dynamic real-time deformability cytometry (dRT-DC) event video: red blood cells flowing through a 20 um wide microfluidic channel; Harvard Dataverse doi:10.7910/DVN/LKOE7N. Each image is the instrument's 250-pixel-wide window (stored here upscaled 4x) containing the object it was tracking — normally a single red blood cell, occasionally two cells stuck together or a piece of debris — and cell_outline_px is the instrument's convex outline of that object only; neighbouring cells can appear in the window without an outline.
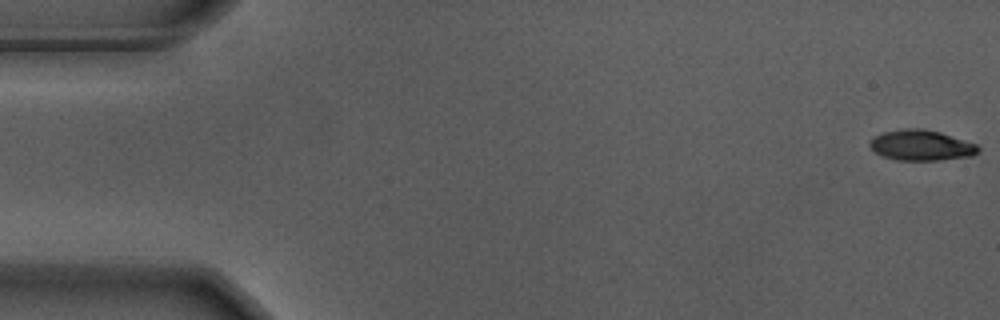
{"species": "Egyptian fruit bat (a non-hibernating species)", "species_latin": "Rousettus aegyptiacus", "temperature_condition": "warm", "stored_images_in_passage": 56, "camera_frame_rate_fps": 3000, "um_per_image_px": 0.085, "animal": {"sex": "male"}, "frame": {"image": 1, "passage_image": 1, "time_ms": 0.0, "image_size_px": [1000, 320], "cell_outline_px": [[980, 152], [972, 156], [940, 160], [896, 160], [880, 156], [868, 144], [876, 136], [884, 132], [900, 128], [924, 128], [940, 132], [976, 144], [980, 148]], "centroid_in_image_um": [78.32, 12.35], "position_along_channel_um": 6.7, "area_um2": 19.36}}
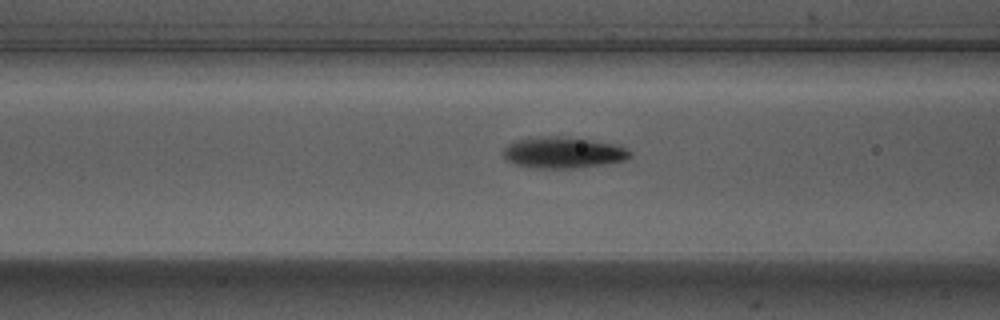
{"frame": {"image": 2, "passage_image": 22, "time_ms": 7.0, "image_size_px": [1000, 320], "cell_outline_px": [[632, 156], [628, 160], [580, 168], [532, 168], [516, 164], [508, 160], [504, 156], [504, 148], [512, 140], [528, 136], [560, 136], [616, 144], [632, 152]], "centroid_in_image_um": [47.85, 12.96], "position_along_channel_um": 118.7, "area_um2": 23.35}}
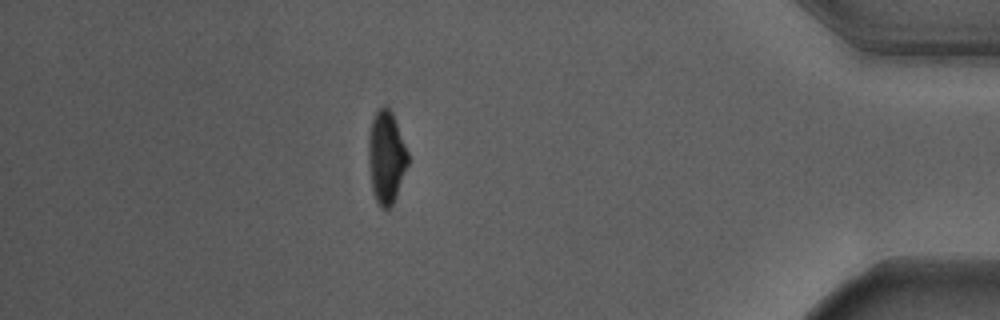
{"frame": {"image": 3, "passage_image": 49, "time_ms": 16.0, "image_size_px": [1000, 320], "cell_outline_px": [[408, 164], [396, 196], [392, 204], [388, 208], [384, 208], [376, 200], [372, 188], [368, 160], [368, 140], [372, 120], [376, 112], [380, 108], [388, 108], [392, 112], [408, 152]], "centroid_in_image_um": [32.83, 13.35], "position_along_channel_um": 402.4, "area_um2": 20.81}, "authors_computed_cell_mechanics": {"area_um2": 21.2704, "velocity_mm_per_s": 3.6897, "shape_relaxation_time_tau1_ms": 2.1572, "shape_relaxation_time_tau2_ms": 2.5406, "deformation_change_tau1": 0.1575, "deformation_change_tau2": 0.0798}}